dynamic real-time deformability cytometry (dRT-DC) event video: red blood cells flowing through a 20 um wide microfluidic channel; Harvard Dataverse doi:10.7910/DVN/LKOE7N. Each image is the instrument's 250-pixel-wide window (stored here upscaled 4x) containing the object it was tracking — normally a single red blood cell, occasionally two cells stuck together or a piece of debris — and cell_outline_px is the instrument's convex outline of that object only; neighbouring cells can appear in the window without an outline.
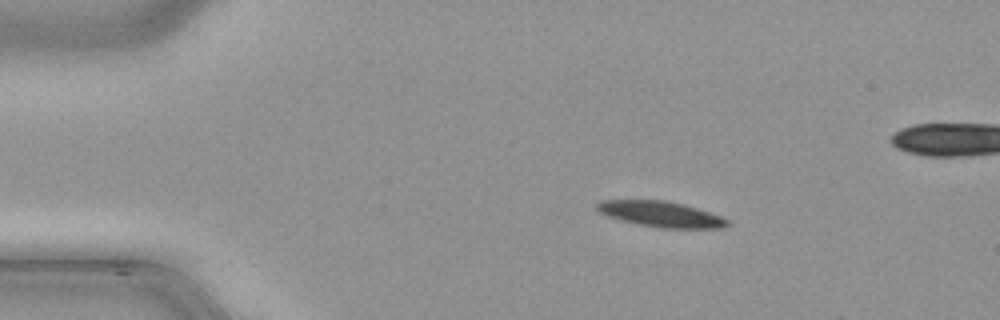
{"species": "common noctule bat (a hibernating species)", "species_latin": "Nyctalus noctula", "temperature_condition": "cold", "stored_images_in_passage": 42, "camera_frame_rate_fps": 3000, "um_per_image_px": 0.085, "animal": {"sex": "male", "body_mass_g": 21.5, "forearm_length_mm": 52.0}, "frame": {"image": 1, "passage_image": 1, "time_ms": 0.0, "image_size_px": [1000, 320], "cell_outline_px": [[732, 224], [724, 228], [660, 228], [636, 224], [620, 220], [596, 212], [596, 204], [600, 200], [668, 200], [684, 204], [720, 216], [728, 220]], "centroid_in_image_um": [56.15, 18.2], "position_along_channel_um": 28.9, "area_um2": 19.71}}
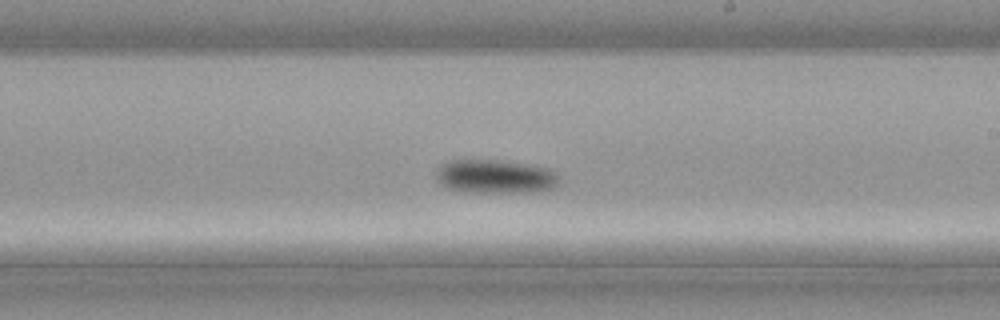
{"frame": {"image": 2, "passage_image": 21, "time_ms": 6.667, "image_size_px": [1000, 320], "cell_outline_px": [[556, 184], [552, 188], [524, 192], [468, 192], [448, 188], [440, 184], [436, 180], [436, 168], [448, 160], [500, 160], [548, 168], [556, 172]], "centroid_in_image_um": [42.0, 14.99], "position_along_channel_um": 247.0, "area_um2": 23.93}}
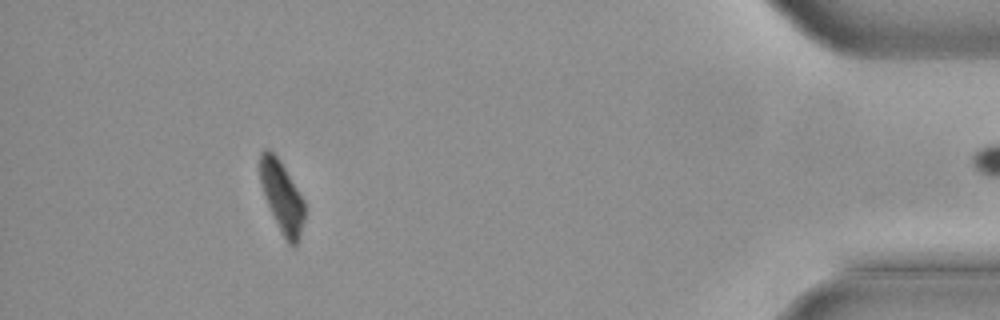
{"frame": {"image": 3, "passage_image": 37, "time_ms": 12.0, "image_size_px": [1000, 320], "cell_outline_px": [[304, 220], [296, 244], [292, 248], [284, 240], [264, 196], [260, 180], [260, 152], [264, 148], [268, 148], [280, 160], [304, 200]], "centroid_in_image_um": [23.95, 16.73], "position_along_channel_um": 411.2, "area_um2": 18.38}}